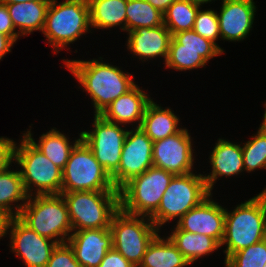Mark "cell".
Instances as JSON below:
<instances>
[{
	"instance_id": "1",
	"label": "cell",
	"mask_w": 266,
	"mask_h": 267,
	"mask_svg": "<svg viewBox=\"0 0 266 267\" xmlns=\"http://www.w3.org/2000/svg\"><path fill=\"white\" fill-rule=\"evenodd\" d=\"M102 59L63 60L83 91L90 95L95 115H99L110 103L136 85L134 75L124 73L121 68L102 62Z\"/></svg>"
},
{
	"instance_id": "2",
	"label": "cell",
	"mask_w": 266,
	"mask_h": 267,
	"mask_svg": "<svg viewBox=\"0 0 266 267\" xmlns=\"http://www.w3.org/2000/svg\"><path fill=\"white\" fill-rule=\"evenodd\" d=\"M232 211L225 208L224 237L221 242L225 261L241 249L266 238V188Z\"/></svg>"
},
{
	"instance_id": "3",
	"label": "cell",
	"mask_w": 266,
	"mask_h": 267,
	"mask_svg": "<svg viewBox=\"0 0 266 267\" xmlns=\"http://www.w3.org/2000/svg\"><path fill=\"white\" fill-rule=\"evenodd\" d=\"M42 237L66 243L73 228L61 194L32 195L17 216Z\"/></svg>"
},
{
	"instance_id": "4",
	"label": "cell",
	"mask_w": 266,
	"mask_h": 267,
	"mask_svg": "<svg viewBox=\"0 0 266 267\" xmlns=\"http://www.w3.org/2000/svg\"><path fill=\"white\" fill-rule=\"evenodd\" d=\"M51 0L42 30L53 53L73 44L88 31L91 32L88 0Z\"/></svg>"
},
{
	"instance_id": "5",
	"label": "cell",
	"mask_w": 266,
	"mask_h": 267,
	"mask_svg": "<svg viewBox=\"0 0 266 267\" xmlns=\"http://www.w3.org/2000/svg\"><path fill=\"white\" fill-rule=\"evenodd\" d=\"M73 231L110 228L120 210L119 191L61 192Z\"/></svg>"
},
{
	"instance_id": "6",
	"label": "cell",
	"mask_w": 266,
	"mask_h": 267,
	"mask_svg": "<svg viewBox=\"0 0 266 267\" xmlns=\"http://www.w3.org/2000/svg\"><path fill=\"white\" fill-rule=\"evenodd\" d=\"M20 141L19 145L15 143L14 146V161L21 168L19 171L27 194L29 196L61 194L62 170L53 164L25 134Z\"/></svg>"
},
{
	"instance_id": "7",
	"label": "cell",
	"mask_w": 266,
	"mask_h": 267,
	"mask_svg": "<svg viewBox=\"0 0 266 267\" xmlns=\"http://www.w3.org/2000/svg\"><path fill=\"white\" fill-rule=\"evenodd\" d=\"M175 175L150 167L127 182L120 190V209L130 215L151 217Z\"/></svg>"
},
{
	"instance_id": "8",
	"label": "cell",
	"mask_w": 266,
	"mask_h": 267,
	"mask_svg": "<svg viewBox=\"0 0 266 267\" xmlns=\"http://www.w3.org/2000/svg\"><path fill=\"white\" fill-rule=\"evenodd\" d=\"M210 194L203 174L197 175L192 172L186 175H175L165 190L157 211L150 219L160 230L170 220H179Z\"/></svg>"
},
{
	"instance_id": "9",
	"label": "cell",
	"mask_w": 266,
	"mask_h": 267,
	"mask_svg": "<svg viewBox=\"0 0 266 267\" xmlns=\"http://www.w3.org/2000/svg\"><path fill=\"white\" fill-rule=\"evenodd\" d=\"M118 191L109 173L81 139L62 170V192Z\"/></svg>"
},
{
	"instance_id": "10",
	"label": "cell",
	"mask_w": 266,
	"mask_h": 267,
	"mask_svg": "<svg viewBox=\"0 0 266 267\" xmlns=\"http://www.w3.org/2000/svg\"><path fill=\"white\" fill-rule=\"evenodd\" d=\"M110 232L113 248L138 267L160 230L149 217L130 215L120 209L112 218Z\"/></svg>"
},
{
	"instance_id": "11",
	"label": "cell",
	"mask_w": 266,
	"mask_h": 267,
	"mask_svg": "<svg viewBox=\"0 0 266 267\" xmlns=\"http://www.w3.org/2000/svg\"><path fill=\"white\" fill-rule=\"evenodd\" d=\"M92 127L91 131L81 132V139L111 176L119 168L128 130L124 129V125L107 121L101 115L95 114Z\"/></svg>"
},
{
	"instance_id": "12",
	"label": "cell",
	"mask_w": 266,
	"mask_h": 267,
	"mask_svg": "<svg viewBox=\"0 0 266 267\" xmlns=\"http://www.w3.org/2000/svg\"><path fill=\"white\" fill-rule=\"evenodd\" d=\"M7 234L10 237L11 251L23 260L26 267H46L53 249L58 244L33 231L17 216L4 219L3 236Z\"/></svg>"
},
{
	"instance_id": "13",
	"label": "cell",
	"mask_w": 266,
	"mask_h": 267,
	"mask_svg": "<svg viewBox=\"0 0 266 267\" xmlns=\"http://www.w3.org/2000/svg\"><path fill=\"white\" fill-rule=\"evenodd\" d=\"M153 143L140 127L128 130L119 168L111 175L118 191L131 179L153 167Z\"/></svg>"
},
{
	"instance_id": "14",
	"label": "cell",
	"mask_w": 266,
	"mask_h": 267,
	"mask_svg": "<svg viewBox=\"0 0 266 267\" xmlns=\"http://www.w3.org/2000/svg\"><path fill=\"white\" fill-rule=\"evenodd\" d=\"M192 138L188 129L168 136L153 143V166L164 169L174 175L192 173L194 150Z\"/></svg>"
},
{
	"instance_id": "15",
	"label": "cell",
	"mask_w": 266,
	"mask_h": 267,
	"mask_svg": "<svg viewBox=\"0 0 266 267\" xmlns=\"http://www.w3.org/2000/svg\"><path fill=\"white\" fill-rule=\"evenodd\" d=\"M212 194L177 220L175 226L190 233L208 235L221 244L224 237L225 207L213 200Z\"/></svg>"
},
{
	"instance_id": "16",
	"label": "cell",
	"mask_w": 266,
	"mask_h": 267,
	"mask_svg": "<svg viewBox=\"0 0 266 267\" xmlns=\"http://www.w3.org/2000/svg\"><path fill=\"white\" fill-rule=\"evenodd\" d=\"M254 0H222L219 20L221 40L243 41L249 36L256 15Z\"/></svg>"
},
{
	"instance_id": "17",
	"label": "cell",
	"mask_w": 266,
	"mask_h": 267,
	"mask_svg": "<svg viewBox=\"0 0 266 267\" xmlns=\"http://www.w3.org/2000/svg\"><path fill=\"white\" fill-rule=\"evenodd\" d=\"M67 243L81 267H99L106 253L113 248L110 228L74 231Z\"/></svg>"
},
{
	"instance_id": "18",
	"label": "cell",
	"mask_w": 266,
	"mask_h": 267,
	"mask_svg": "<svg viewBox=\"0 0 266 267\" xmlns=\"http://www.w3.org/2000/svg\"><path fill=\"white\" fill-rule=\"evenodd\" d=\"M172 34L163 24L157 27H141L128 32L127 49L142 61L164 58L166 61Z\"/></svg>"
},
{
	"instance_id": "19",
	"label": "cell",
	"mask_w": 266,
	"mask_h": 267,
	"mask_svg": "<svg viewBox=\"0 0 266 267\" xmlns=\"http://www.w3.org/2000/svg\"><path fill=\"white\" fill-rule=\"evenodd\" d=\"M209 159L212 171L203 175L208 190L212 193L214 184L219 177L235 176L244 172L243 153L241 144L232 143L229 140L219 138Z\"/></svg>"
},
{
	"instance_id": "20",
	"label": "cell",
	"mask_w": 266,
	"mask_h": 267,
	"mask_svg": "<svg viewBox=\"0 0 266 267\" xmlns=\"http://www.w3.org/2000/svg\"><path fill=\"white\" fill-rule=\"evenodd\" d=\"M151 100V97L136 84L126 94L110 103L99 115L113 123L126 126L135 123V127H140L145 108Z\"/></svg>"
},
{
	"instance_id": "21",
	"label": "cell",
	"mask_w": 266,
	"mask_h": 267,
	"mask_svg": "<svg viewBox=\"0 0 266 267\" xmlns=\"http://www.w3.org/2000/svg\"><path fill=\"white\" fill-rule=\"evenodd\" d=\"M10 167L0 172V216L4 219L18 216L29 198L20 171Z\"/></svg>"
},
{
	"instance_id": "22",
	"label": "cell",
	"mask_w": 266,
	"mask_h": 267,
	"mask_svg": "<svg viewBox=\"0 0 266 267\" xmlns=\"http://www.w3.org/2000/svg\"><path fill=\"white\" fill-rule=\"evenodd\" d=\"M180 119L169 107L163 108L153 99L147 104L140 128L153 141L162 140L180 132Z\"/></svg>"
},
{
	"instance_id": "23",
	"label": "cell",
	"mask_w": 266,
	"mask_h": 267,
	"mask_svg": "<svg viewBox=\"0 0 266 267\" xmlns=\"http://www.w3.org/2000/svg\"><path fill=\"white\" fill-rule=\"evenodd\" d=\"M50 1H32L26 3L6 4L18 35L25 36L33 31L43 30Z\"/></svg>"
},
{
	"instance_id": "24",
	"label": "cell",
	"mask_w": 266,
	"mask_h": 267,
	"mask_svg": "<svg viewBox=\"0 0 266 267\" xmlns=\"http://www.w3.org/2000/svg\"><path fill=\"white\" fill-rule=\"evenodd\" d=\"M23 134H25L31 142L61 170L65 167L72 149L81 140V132L79 133V138L72 143L69 137L56 128H52L48 132L43 133L38 141H35L33 138L31 128Z\"/></svg>"
},
{
	"instance_id": "25",
	"label": "cell",
	"mask_w": 266,
	"mask_h": 267,
	"mask_svg": "<svg viewBox=\"0 0 266 267\" xmlns=\"http://www.w3.org/2000/svg\"><path fill=\"white\" fill-rule=\"evenodd\" d=\"M173 229L168 237L190 265L221 247L216 239L208 235L183 231L177 226Z\"/></svg>"
},
{
	"instance_id": "26",
	"label": "cell",
	"mask_w": 266,
	"mask_h": 267,
	"mask_svg": "<svg viewBox=\"0 0 266 267\" xmlns=\"http://www.w3.org/2000/svg\"><path fill=\"white\" fill-rule=\"evenodd\" d=\"M190 263L184 258L175 244L167 236L157 234L149 243L138 267H187Z\"/></svg>"
},
{
	"instance_id": "27",
	"label": "cell",
	"mask_w": 266,
	"mask_h": 267,
	"mask_svg": "<svg viewBox=\"0 0 266 267\" xmlns=\"http://www.w3.org/2000/svg\"><path fill=\"white\" fill-rule=\"evenodd\" d=\"M128 0H88L90 24L93 28L119 27L126 31V5Z\"/></svg>"
},
{
	"instance_id": "28",
	"label": "cell",
	"mask_w": 266,
	"mask_h": 267,
	"mask_svg": "<svg viewBox=\"0 0 266 267\" xmlns=\"http://www.w3.org/2000/svg\"><path fill=\"white\" fill-rule=\"evenodd\" d=\"M221 50L179 49V43L172 37L165 61V67L177 71L194 70L206 66L210 59L222 55Z\"/></svg>"
},
{
	"instance_id": "29",
	"label": "cell",
	"mask_w": 266,
	"mask_h": 267,
	"mask_svg": "<svg viewBox=\"0 0 266 267\" xmlns=\"http://www.w3.org/2000/svg\"><path fill=\"white\" fill-rule=\"evenodd\" d=\"M200 5L189 0H176L163 13V24L173 35L182 31L193 30Z\"/></svg>"
},
{
	"instance_id": "30",
	"label": "cell",
	"mask_w": 266,
	"mask_h": 267,
	"mask_svg": "<svg viewBox=\"0 0 266 267\" xmlns=\"http://www.w3.org/2000/svg\"><path fill=\"white\" fill-rule=\"evenodd\" d=\"M163 25V13L146 0H128L126 5V32L141 27Z\"/></svg>"
},
{
	"instance_id": "31",
	"label": "cell",
	"mask_w": 266,
	"mask_h": 267,
	"mask_svg": "<svg viewBox=\"0 0 266 267\" xmlns=\"http://www.w3.org/2000/svg\"><path fill=\"white\" fill-rule=\"evenodd\" d=\"M252 140L244 143L242 147L244 171L250 173L266 169V130L258 128L257 133L251 136Z\"/></svg>"
},
{
	"instance_id": "32",
	"label": "cell",
	"mask_w": 266,
	"mask_h": 267,
	"mask_svg": "<svg viewBox=\"0 0 266 267\" xmlns=\"http://www.w3.org/2000/svg\"><path fill=\"white\" fill-rule=\"evenodd\" d=\"M266 263V238L261 242L233 253L225 267H263Z\"/></svg>"
},
{
	"instance_id": "33",
	"label": "cell",
	"mask_w": 266,
	"mask_h": 267,
	"mask_svg": "<svg viewBox=\"0 0 266 267\" xmlns=\"http://www.w3.org/2000/svg\"><path fill=\"white\" fill-rule=\"evenodd\" d=\"M217 14V11L212 9L204 11L199 9L195 18L193 30L198 35L213 42L224 53L225 51L216 43V41H218L217 39H219V37L221 38Z\"/></svg>"
},
{
	"instance_id": "34",
	"label": "cell",
	"mask_w": 266,
	"mask_h": 267,
	"mask_svg": "<svg viewBox=\"0 0 266 267\" xmlns=\"http://www.w3.org/2000/svg\"><path fill=\"white\" fill-rule=\"evenodd\" d=\"M172 37L179 43V49L220 50L213 42L198 35L194 30L174 33Z\"/></svg>"
},
{
	"instance_id": "35",
	"label": "cell",
	"mask_w": 266,
	"mask_h": 267,
	"mask_svg": "<svg viewBox=\"0 0 266 267\" xmlns=\"http://www.w3.org/2000/svg\"><path fill=\"white\" fill-rule=\"evenodd\" d=\"M46 267H81V265L75 259L72 248L66 242L57 244L51 253Z\"/></svg>"
},
{
	"instance_id": "36",
	"label": "cell",
	"mask_w": 266,
	"mask_h": 267,
	"mask_svg": "<svg viewBox=\"0 0 266 267\" xmlns=\"http://www.w3.org/2000/svg\"><path fill=\"white\" fill-rule=\"evenodd\" d=\"M14 146L13 139L0 137V172L14 163Z\"/></svg>"
},
{
	"instance_id": "37",
	"label": "cell",
	"mask_w": 266,
	"mask_h": 267,
	"mask_svg": "<svg viewBox=\"0 0 266 267\" xmlns=\"http://www.w3.org/2000/svg\"><path fill=\"white\" fill-rule=\"evenodd\" d=\"M0 33L10 37L15 43L20 37L12 23L6 4L0 2Z\"/></svg>"
},
{
	"instance_id": "38",
	"label": "cell",
	"mask_w": 266,
	"mask_h": 267,
	"mask_svg": "<svg viewBox=\"0 0 266 267\" xmlns=\"http://www.w3.org/2000/svg\"><path fill=\"white\" fill-rule=\"evenodd\" d=\"M99 267H136L114 248L109 250Z\"/></svg>"
},
{
	"instance_id": "39",
	"label": "cell",
	"mask_w": 266,
	"mask_h": 267,
	"mask_svg": "<svg viewBox=\"0 0 266 267\" xmlns=\"http://www.w3.org/2000/svg\"><path fill=\"white\" fill-rule=\"evenodd\" d=\"M15 42L8 36L0 33V60L6 55L7 53L11 52V48Z\"/></svg>"
},
{
	"instance_id": "40",
	"label": "cell",
	"mask_w": 266,
	"mask_h": 267,
	"mask_svg": "<svg viewBox=\"0 0 266 267\" xmlns=\"http://www.w3.org/2000/svg\"><path fill=\"white\" fill-rule=\"evenodd\" d=\"M151 6L164 13L167 8L176 0H146Z\"/></svg>"
},
{
	"instance_id": "41",
	"label": "cell",
	"mask_w": 266,
	"mask_h": 267,
	"mask_svg": "<svg viewBox=\"0 0 266 267\" xmlns=\"http://www.w3.org/2000/svg\"><path fill=\"white\" fill-rule=\"evenodd\" d=\"M32 1H51V0H0V2L3 4L26 3Z\"/></svg>"
},
{
	"instance_id": "42",
	"label": "cell",
	"mask_w": 266,
	"mask_h": 267,
	"mask_svg": "<svg viewBox=\"0 0 266 267\" xmlns=\"http://www.w3.org/2000/svg\"><path fill=\"white\" fill-rule=\"evenodd\" d=\"M189 1L194 3V4L202 6L204 3L207 4V3H210V2L215 1V0H189Z\"/></svg>"
},
{
	"instance_id": "43",
	"label": "cell",
	"mask_w": 266,
	"mask_h": 267,
	"mask_svg": "<svg viewBox=\"0 0 266 267\" xmlns=\"http://www.w3.org/2000/svg\"><path fill=\"white\" fill-rule=\"evenodd\" d=\"M264 105L265 111L263 115V122L260 124V128L266 130V103Z\"/></svg>"
},
{
	"instance_id": "44",
	"label": "cell",
	"mask_w": 266,
	"mask_h": 267,
	"mask_svg": "<svg viewBox=\"0 0 266 267\" xmlns=\"http://www.w3.org/2000/svg\"><path fill=\"white\" fill-rule=\"evenodd\" d=\"M3 223H4V218L0 216V239H2L3 236Z\"/></svg>"
}]
</instances>
